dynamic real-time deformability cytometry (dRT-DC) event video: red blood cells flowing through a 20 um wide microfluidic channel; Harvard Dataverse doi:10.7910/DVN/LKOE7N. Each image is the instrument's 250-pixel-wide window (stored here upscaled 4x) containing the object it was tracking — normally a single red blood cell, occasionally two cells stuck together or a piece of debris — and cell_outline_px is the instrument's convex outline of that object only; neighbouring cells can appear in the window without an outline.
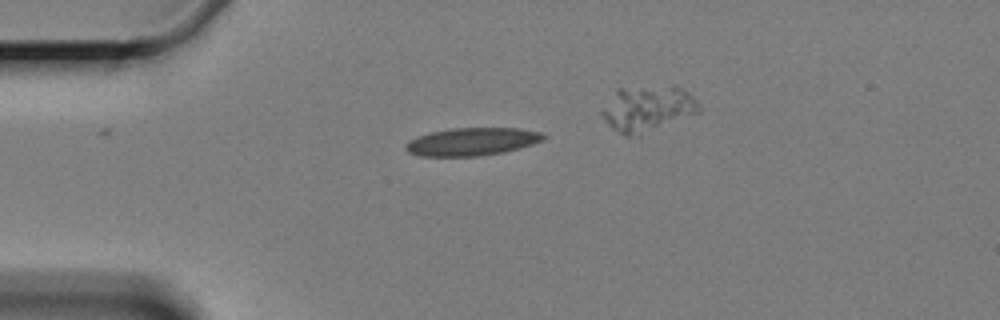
{"species": "Egyptian fruit bat (a non-hibernating species)", "species_latin": "Rousettus aegyptiacus", "temperature_condition": "cold", "stored_images_in_passage": 2, "camera_frame_rate_fps": 3000, "um_per_image_px": 0.085, "animal": {"sex": "female"}, "frame": {"image": 1, "passage_image": 1, "time_ms": 0.0, "image_size_px": [1000, 320], "cell_outline_px": [[548, 136], [544, 140], [520, 148], [504, 152], [480, 156], [420, 156], [408, 152], [404, 148], [412, 140], [420, 136], [432, 132], [452, 128], [520, 128], [540, 132]], "centroid_in_image_um": [40.19, 12.04], "position_along_channel_um": 44.8, "area_um2": 22.2}}